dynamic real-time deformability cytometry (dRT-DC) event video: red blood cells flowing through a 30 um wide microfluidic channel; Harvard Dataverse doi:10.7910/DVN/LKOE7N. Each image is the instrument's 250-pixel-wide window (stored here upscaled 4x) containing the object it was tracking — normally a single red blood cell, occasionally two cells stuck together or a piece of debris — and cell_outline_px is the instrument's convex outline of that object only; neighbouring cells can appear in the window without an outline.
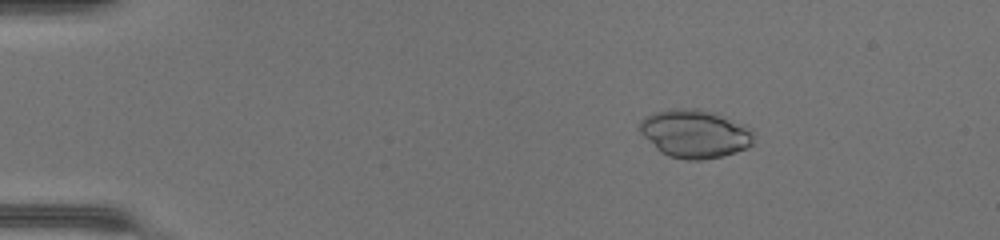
{"species": "common noctule bat (a hibernating species)", "species_latin": "Nyctalus noctula", "temperature_condition": "warm", "stored_images_in_passage": 49, "camera_frame_rate_fps": 3000, "um_per_image_px": 0.085, "animal": {"sex": "female", "body_mass_g": 17.0, "forearm_length_mm": 48.0}, "frame": {"image": 1, "passage_image": 9, "time_ms": 2.667, "image_size_px": [1000, 240], "cell_outline_px": [[752, 144], [748, 148], [736, 152], [720, 156], [700, 160], [684, 160], [668, 156], [660, 152], [636, 128], [640, 120], [644, 116], [652, 112], [672, 108], [700, 108], [712, 112], [744, 124], [752, 128]], "centroid_in_image_um": [59.02, 11.35], "position_along_channel_um": 26.0, "area_um2": 32.37}}
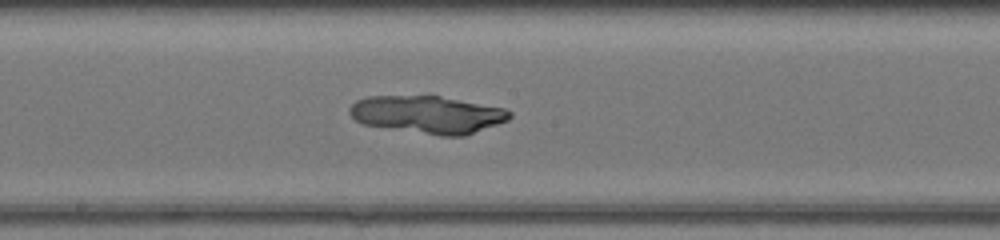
{"frame": {"image": 2, "passage_image": 28, "time_ms": 9.0, "image_size_px": [1000, 240], "cell_outline_px": [[512, 116], [508, 120], [464, 136], [440, 136], [364, 124], [356, 120], [348, 112], [348, 108], [356, 100], [368, 96], [440, 96], [504, 108], [512, 112]], "centroid_in_image_um": [36.35, 9.73], "position_along_channel_um": 211.9, "area_um2": 34.85}}
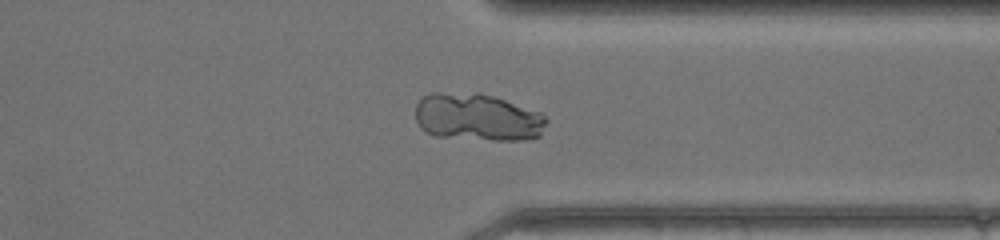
{"frame": {"image": 3, "passage_image": 39, "time_ms": 12.667, "image_size_px": [1000, 240], "cell_outline_px": [[548, 120], [540, 136], [524, 140], [492, 140], [436, 136], [424, 132], [420, 128], [416, 120], [416, 104], [428, 92], [480, 92], [540, 112]], "centroid_in_image_um": [40.56, 9.96], "position_along_channel_um": 370.8, "area_um2": 36.53}}